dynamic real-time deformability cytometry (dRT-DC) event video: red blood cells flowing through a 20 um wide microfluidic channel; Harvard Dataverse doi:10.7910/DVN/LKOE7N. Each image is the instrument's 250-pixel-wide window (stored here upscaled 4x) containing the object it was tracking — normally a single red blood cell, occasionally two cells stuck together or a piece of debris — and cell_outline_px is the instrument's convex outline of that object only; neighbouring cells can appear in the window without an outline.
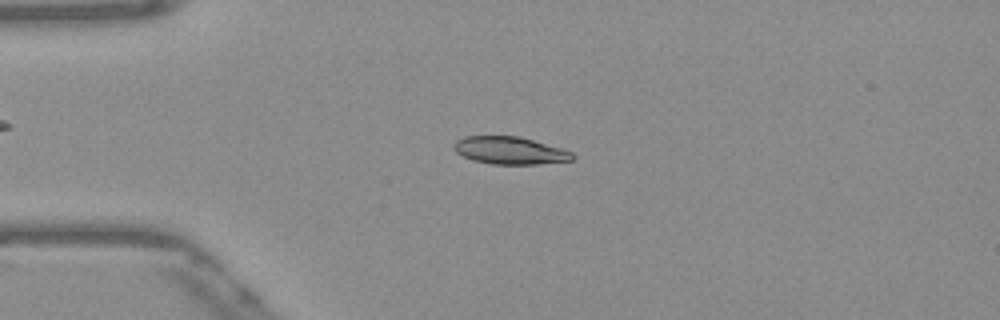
{"species": "Egyptian fruit bat (a non-hibernating species)", "species_latin": "Rousettus aegyptiacus", "temperature_condition": "warm", "stored_images_in_passage": 51, "camera_frame_rate_fps": 3000, "um_per_image_px": 0.085, "frame": {"image": 1, "passage_image": 12, "time_ms": 3.667, "image_size_px": [1000, 320], "cell_outline_px": [[576, 156], [572, 160], [540, 164], [492, 164], [472, 160], [456, 152], [452, 148], [452, 144], [456, 140], [464, 136], [520, 136], [560, 148], [572, 152]], "centroid_in_image_um": [43.31, 12.79], "position_along_channel_um": 41.7, "area_um2": 19.07}}
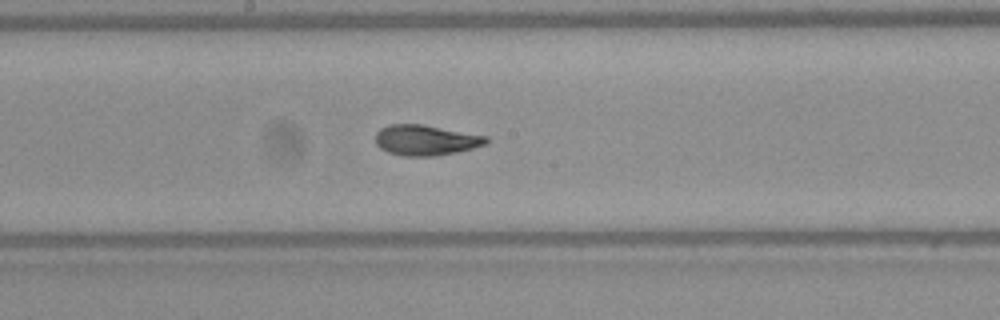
{"frame": {"image": 2, "passage_image": 27, "time_ms": 8.667, "image_size_px": [1000, 320], "cell_outline_px": [[488, 144], [456, 152], [436, 156], [404, 156], [388, 152], [380, 148], [376, 144], [376, 132], [380, 128], [388, 124], [420, 124], [488, 136]], "centroid_in_image_um": [36.18, 11.91], "position_along_channel_um": 212.0, "area_um2": 19.65}}
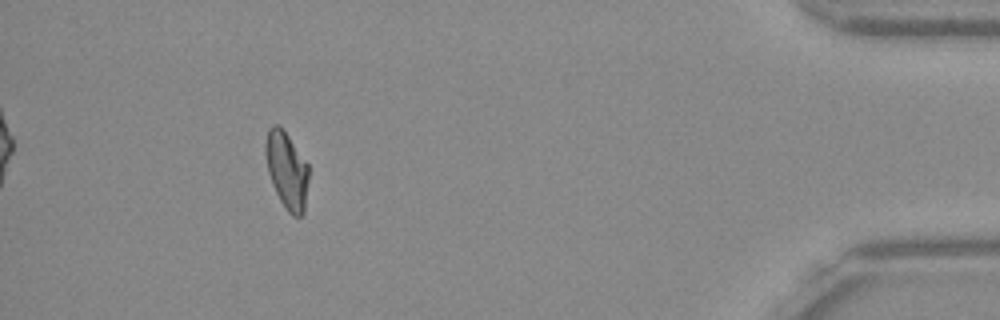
{"frame": {"image": 3, "passage_image": 47, "time_ms": 15.333, "image_size_px": [1000, 320], "cell_outline_px": [[308, 180], [304, 212], [300, 216], [292, 216], [288, 212], [280, 200], [272, 184], [268, 172], [264, 152], [264, 144], [268, 128], [272, 124], [276, 124], [288, 136], [308, 164]], "centroid_in_image_um": [24.35, 14.47], "position_along_channel_um": 410.8, "area_um2": 19.25}, "authors_computed_cell_mechanics": {"area_um2": 19.363, "velocity_mm_per_s": 3.8775, "shape_relaxation_time_tau1_ms": 8.5345, "shape_relaxation_time_tau2_ms": 0.8703, "deformation_change_tau1": 0.22, "deformation_change_tau2": 0.0386}}